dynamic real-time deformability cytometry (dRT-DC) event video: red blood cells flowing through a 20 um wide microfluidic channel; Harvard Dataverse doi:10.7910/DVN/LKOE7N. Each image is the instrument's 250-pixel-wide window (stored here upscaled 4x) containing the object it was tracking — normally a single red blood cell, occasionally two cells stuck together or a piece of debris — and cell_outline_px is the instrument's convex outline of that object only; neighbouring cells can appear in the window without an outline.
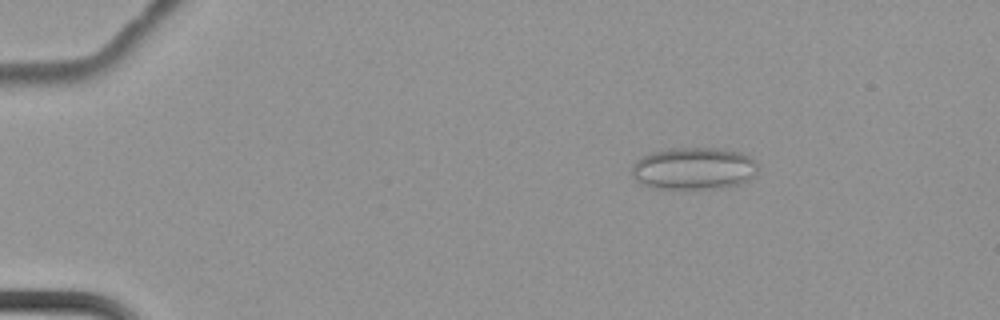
{"species": "common noctule bat (a hibernating species)", "species_latin": "Nyctalus noctula", "temperature_condition": "cold", "stored_images_in_passage": 8, "camera_frame_rate_fps": 3000, "um_per_image_px": 0.085, "animal": {"sex": "female", "body_mass_g": 22.7, "forearm_length_mm": 54.2}, "frame": {"image": 1, "passage_image": 4, "time_ms": 1.0, "image_size_px": [1000, 320], "cell_outline_px": [[756, 176], [744, 184], [720, 188], [652, 188], [640, 184], [632, 176], [632, 164], [636, 160], [652, 152], [668, 148], [716, 148], [740, 152], [756, 160]], "centroid_in_image_um": [58.98, 14.33], "position_along_channel_um": 26.0, "area_um2": 31.33}}